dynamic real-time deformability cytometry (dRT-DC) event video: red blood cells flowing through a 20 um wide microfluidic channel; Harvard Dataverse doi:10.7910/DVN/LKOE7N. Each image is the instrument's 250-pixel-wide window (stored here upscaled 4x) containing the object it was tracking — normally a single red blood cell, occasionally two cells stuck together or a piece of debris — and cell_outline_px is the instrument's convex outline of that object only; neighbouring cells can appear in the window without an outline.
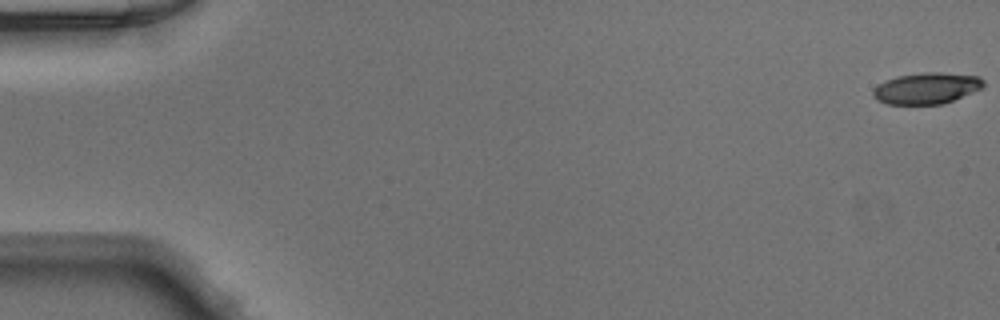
{"species": "Egyptian fruit bat (a non-hibernating species)", "species_latin": "Rousettus aegyptiacus", "temperature_condition": "warm", "stored_images_in_passage": 50, "camera_frame_rate_fps": 3000, "um_per_image_px": 0.085, "animal": {"sex": "male"}, "frame": {"image": 1, "passage_image": 1, "time_ms": 0.0, "image_size_px": [1000, 320], "cell_outline_px": [[984, 88], [952, 100], [940, 104], [888, 104], [876, 100], [872, 96], [872, 88], [896, 76], [924, 72], [940, 72], [980, 76], [984, 80]], "centroid_in_image_um": [78.76, 7.49], "position_along_channel_um": 6.2, "area_um2": 20.17}}
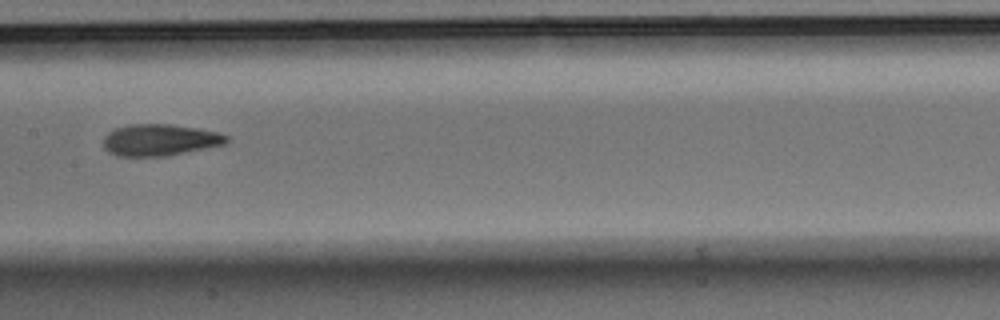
{"frame": {"image": 2, "passage_image": 26, "time_ms": 8.333, "image_size_px": [1000, 320], "cell_outline_px": [[228, 144], [168, 156], [116, 156], [108, 152], [104, 148], [104, 136], [108, 132], [116, 128], [128, 124], [168, 124], [200, 128], [220, 132], [228, 136]], "centroid_in_image_um": [13.62, 11.9], "position_along_channel_um": 193.8, "area_um2": 23.06}}
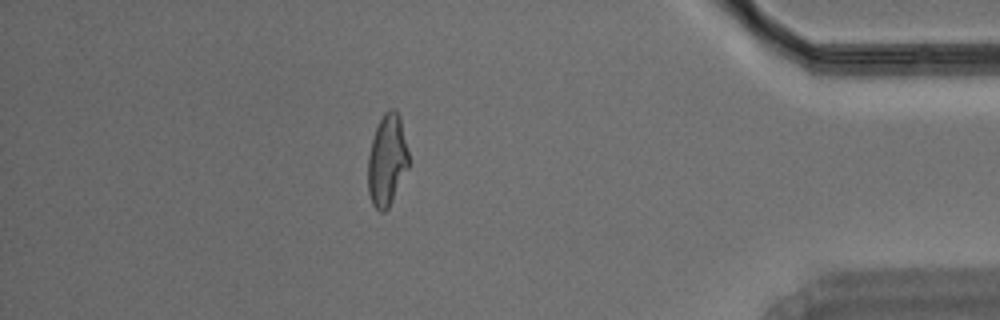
{"frame": {"image": 3, "passage_image": 44, "time_ms": 14.333, "image_size_px": [1000, 320], "cell_outline_px": [[408, 168], [388, 208], [384, 212], [380, 212], [372, 204], [368, 192], [368, 156], [372, 140], [376, 128], [384, 112], [388, 108], [396, 108], [400, 116], [408, 152]], "centroid_in_image_um": [32.89, 13.6], "position_along_channel_um": 402.3, "area_um2": 21.62}}